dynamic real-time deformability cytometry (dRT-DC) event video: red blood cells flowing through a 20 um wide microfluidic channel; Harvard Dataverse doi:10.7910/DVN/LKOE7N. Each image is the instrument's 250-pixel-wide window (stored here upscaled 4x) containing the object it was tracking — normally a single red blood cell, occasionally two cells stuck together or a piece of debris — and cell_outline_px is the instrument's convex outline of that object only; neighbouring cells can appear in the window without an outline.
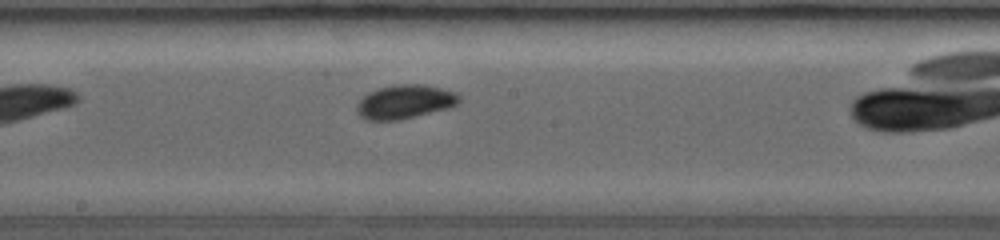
{"species": "common noctule bat (a hibernating species)", "species_latin": "Nyctalus noctula", "temperature_condition": "room temperature", "stored_images_in_passage": 16, "camera_frame_rate_fps": 3000, "um_per_image_px": 0.085, "animal": {"sex": "female", "body_mass_g": 19.0, "forearm_length_mm": 53.3}, "frame": {"image": 1, "passage_image": 9, "time_ms": 3.0, "image_size_px": [1000, 240], "cell_outline_px": [[460, 104], [452, 108], [400, 120], [364, 120], [356, 112], [356, 104], [368, 92], [392, 84], [424, 84], [440, 88], [452, 92], [460, 96]], "centroid_in_image_um": [34.42, 8.66], "position_along_channel_um": 213.8, "area_um2": 20.52}}
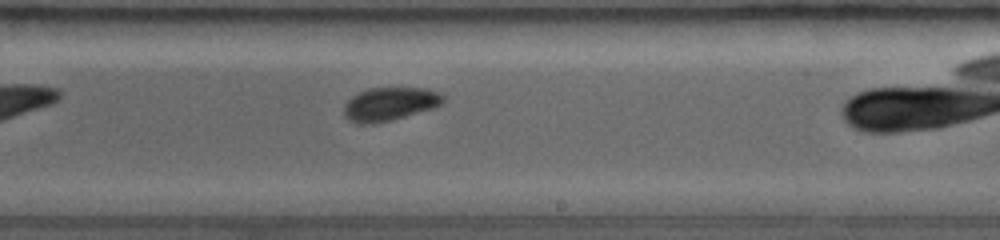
{"frame": {"image": 2, "passage_image": 11, "time_ms": 4.0, "image_size_px": [1000, 240], "cell_outline_px": [[444, 100], [440, 104], [432, 108], [392, 120], [372, 124], [356, 124], [348, 120], [344, 116], [344, 104], [352, 96], [368, 88], [424, 88], [440, 92], [444, 96]], "centroid_in_image_um": [33.09, 8.85], "position_along_channel_um": 255.9, "area_um2": 19.31}}